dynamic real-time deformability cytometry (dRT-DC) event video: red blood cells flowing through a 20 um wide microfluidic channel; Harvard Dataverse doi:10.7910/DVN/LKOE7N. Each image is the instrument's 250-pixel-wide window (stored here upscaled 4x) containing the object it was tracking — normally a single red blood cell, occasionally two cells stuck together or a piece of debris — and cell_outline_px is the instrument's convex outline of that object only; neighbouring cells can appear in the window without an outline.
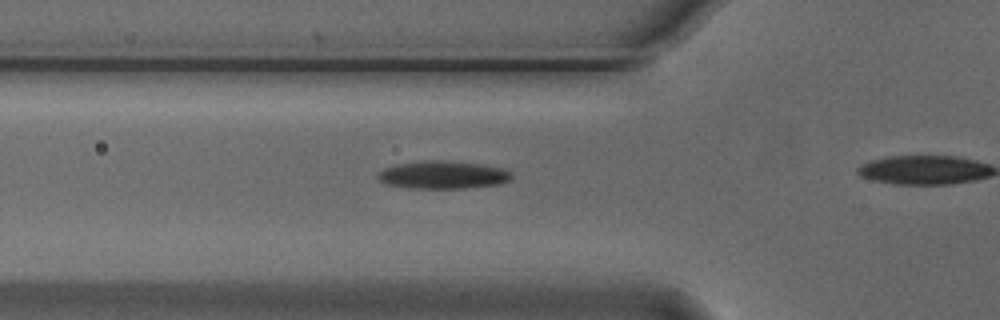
{"species": "Egyptian fruit bat (a non-hibernating species)", "species_latin": "Rousettus aegyptiacus", "temperature_condition": "cold", "stored_images_in_passage": 7, "camera_frame_rate_fps": 3000, "um_per_image_px": 0.085, "animal": {"sex": "male"}, "frame": {"image": 1, "passage_image": 2, "time_ms": 0.333, "image_size_px": [1000, 320], "cell_outline_px": [[512, 180], [500, 184], [464, 188], [408, 188], [388, 184], [380, 180], [376, 176], [384, 168], [396, 164], [424, 160], [440, 160], [484, 164], [504, 168], [512, 176]], "centroid_in_image_um": [37.67, 14.86], "position_along_channel_um": 88.1, "area_um2": 21.73}}
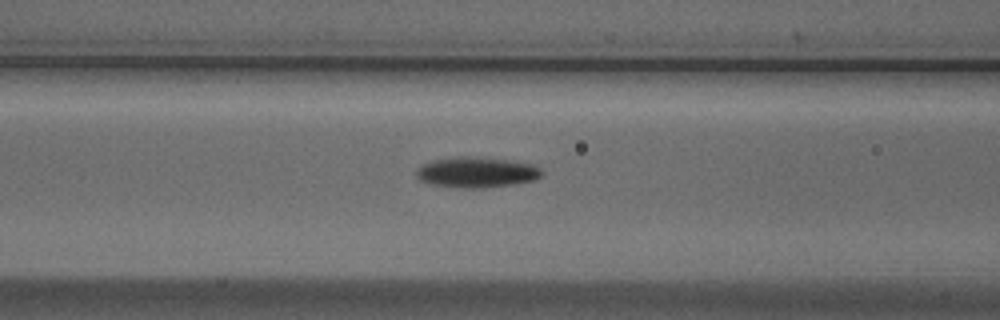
{"frame": {"image": 2, "passage_image": 5, "time_ms": 1.333, "image_size_px": [1000, 320], "cell_outline_px": [[544, 172], [536, 180], [512, 184], [480, 188], [456, 188], [432, 184], [420, 180], [416, 176], [416, 168], [420, 164], [436, 160], [456, 156], [476, 156], [508, 160], [532, 164], [540, 168]], "centroid_in_image_um": [40.49, 14.64], "position_along_channel_um": 126.1, "area_um2": 22.48}}